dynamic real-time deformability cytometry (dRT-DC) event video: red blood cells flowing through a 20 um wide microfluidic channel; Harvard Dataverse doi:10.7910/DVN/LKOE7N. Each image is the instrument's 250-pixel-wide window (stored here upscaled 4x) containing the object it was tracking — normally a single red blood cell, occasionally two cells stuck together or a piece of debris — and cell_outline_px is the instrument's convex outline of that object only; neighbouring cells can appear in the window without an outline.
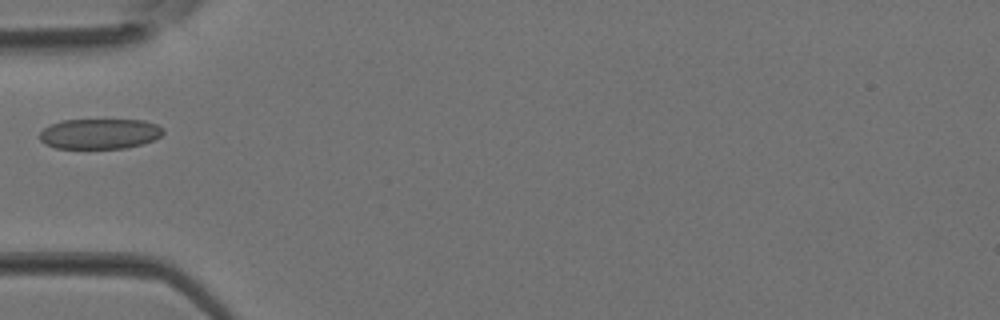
{"species": "Egyptian fruit bat (a non-hibernating species)", "species_latin": "Rousettus aegyptiacus", "temperature_condition": "room temperature", "stored_images_in_passage": 4, "camera_frame_rate_fps": 3000, "um_per_image_px": 0.085, "animal": {"sex": "female"}, "frame": {"image": 1, "passage_image": 4, "time_ms": 1.0, "image_size_px": [1000, 320], "cell_outline_px": [[164, 132], [160, 136], [152, 140], [140, 144], [124, 148], [56, 148], [44, 144], [40, 140], [40, 132], [44, 128], [52, 124], [64, 120], [144, 120], [156, 124], [164, 128]], "centroid_in_image_um": [8.47, 11.37], "position_along_channel_um": 76.5, "area_um2": 21.68}}